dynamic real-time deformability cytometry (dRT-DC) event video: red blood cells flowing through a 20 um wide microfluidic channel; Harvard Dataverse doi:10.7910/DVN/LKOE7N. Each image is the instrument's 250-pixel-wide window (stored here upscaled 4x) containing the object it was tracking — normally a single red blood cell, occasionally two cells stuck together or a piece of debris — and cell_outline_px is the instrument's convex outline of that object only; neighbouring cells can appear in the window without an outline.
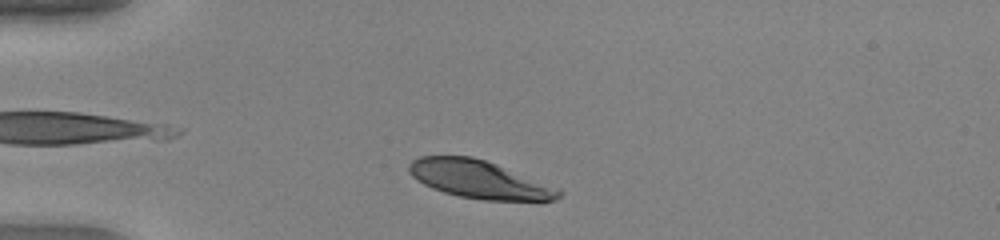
{"species": "human", "species_latin": "Homo sapiens", "temperature_condition": "warm", "stored_images_in_passage": 34, "camera_frame_rate_fps": 3000, "um_per_image_px": 0.085, "donor": {"sex": "female"}, "frame": {"image": 1, "passage_image": 3, "time_ms": 0.667, "image_size_px": [1000, 240], "cell_outline_px": [[564, 192], [556, 200], [480, 200], [460, 196], [444, 192], [432, 188], [416, 180], [408, 172], [408, 164], [412, 160], [420, 156], [472, 156], [496, 164], [560, 188]], "centroid_in_image_um": [40.72, 15.25], "position_along_channel_um": 44.3, "area_um2": 33.06}}
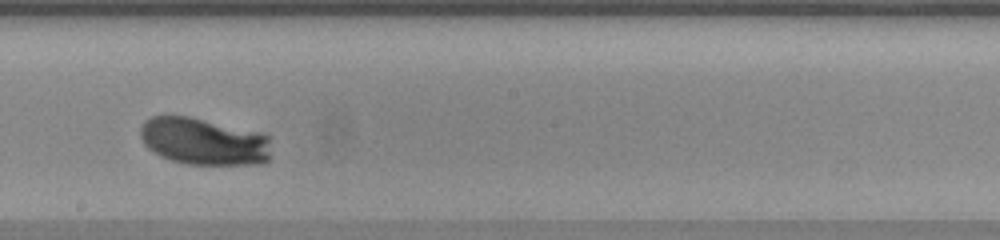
{"frame": {"image": 2, "passage_image": 19, "time_ms": 6.0, "image_size_px": [1000, 240], "cell_outline_px": [[272, 136], [268, 160], [260, 164], [188, 164], [172, 160], [160, 156], [148, 148], [144, 144], [140, 136], [140, 128], [144, 120], [152, 116], [188, 116], [260, 132]], "centroid_in_image_um": [17.33, 12.01], "position_along_channel_um": 230.9, "area_um2": 36.13}}
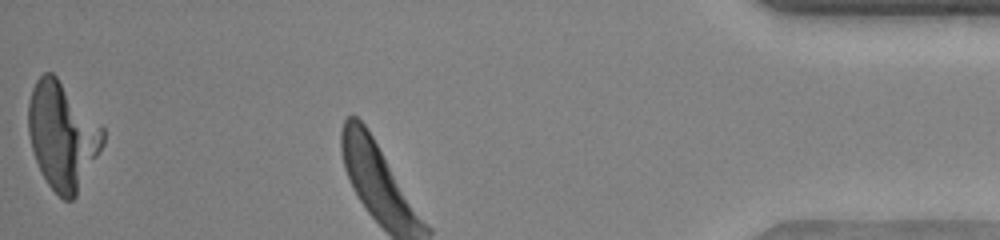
{"frame": {"image": 3, "passage_image": 34, "time_ms": 11.0, "image_size_px": [1000, 240], "cell_outline_px": [[104, 144], [76, 196], [72, 200], [64, 200], [48, 184], [36, 160], [32, 148], [28, 132], [28, 100], [32, 88], [36, 80], [44, 72], [52, 72], [56, 76], [104, 128]], "centroid_in_image_um": [5.3, 11.52], "position_along_channel_um": 429.9, "area_um2": 46.07}, "authors_computed_cell_mechanics": {"area_um2": 36.4429, "velocity_mm_per_s": 4.1251, "shape_relaxation_time_tau1_ms": 1.8375, "shape_relaxation_time_tau2_ms": 8.8065, "deformation_change_tau1": 0.193, "deformation_change_tau2": 0.4193}}